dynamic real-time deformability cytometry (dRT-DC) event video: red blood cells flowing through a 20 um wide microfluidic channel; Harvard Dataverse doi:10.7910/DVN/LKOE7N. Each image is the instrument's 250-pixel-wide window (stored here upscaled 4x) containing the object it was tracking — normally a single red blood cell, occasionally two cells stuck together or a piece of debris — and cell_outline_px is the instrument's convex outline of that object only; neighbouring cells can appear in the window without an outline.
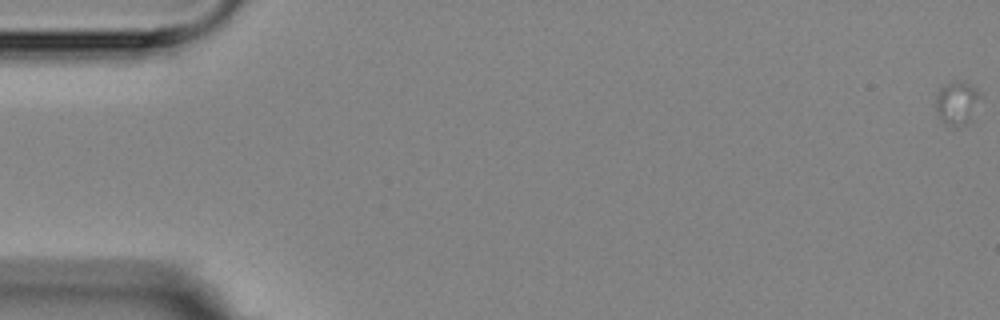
{"species": "Egyptian fruit bat (a non-hibernating species)", "species_latin": "Rousettus aegyptiacus", "temperature_condition": "room temperature", "stored_images_in_passage": 8, "camera_frame_rate_fps": 3000, "um_per_image_px": 0.085, "animal": {"sex": "female"}, "frame": {"image": 1, "passage_image": 1, "time_ms": 0.0, "image_size_px": [1000, 320], "cell_outline_px": [[984, 96], [972, 120], [968, 124], [956, 128], [952, 128], [944, 124], [940, 120], [936, 108], [936, 96], [940, 88], [944, 84], [952, 80], [964, 80]], "centroid_in_image_um": [81.39, 8.78], "position_along_channel_um": 3.6, "area_um2": 12.08}}
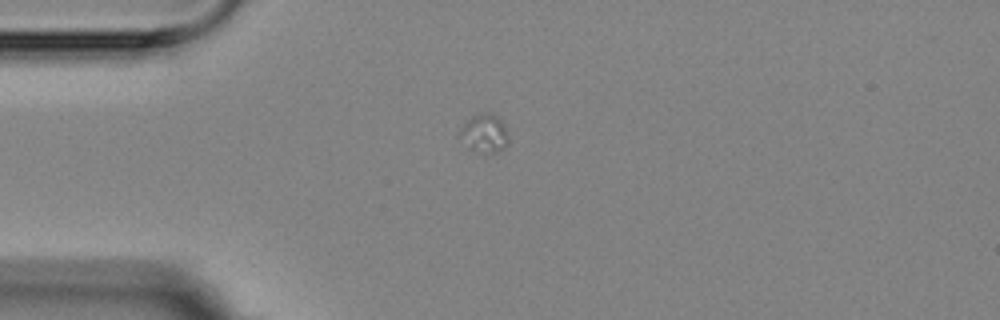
{"frame": {"image": 2, "passage_image": 6, "time_ms": 5.667, "image_size_px": [1000, 320], "cell_outline_px": [[508, 140], [496, 152], [488, 152], [472, 148], [460, 132], [460, 128], [476, 112], [492, 112], [504, 124], [508, 132]], "centroid_in_image_um": [41.22, 11.23], "position_along_channel_um": 43.8, "area_um2": 10.17}}